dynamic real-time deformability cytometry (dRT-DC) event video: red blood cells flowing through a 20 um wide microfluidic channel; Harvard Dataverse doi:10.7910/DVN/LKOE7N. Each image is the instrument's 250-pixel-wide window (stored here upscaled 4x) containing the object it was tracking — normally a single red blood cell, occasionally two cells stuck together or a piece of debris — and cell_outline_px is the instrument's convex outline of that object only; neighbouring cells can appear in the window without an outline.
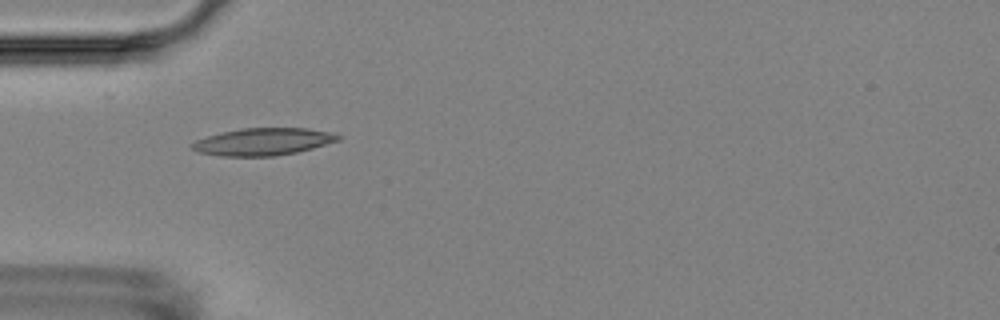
{"species": "Egyptian fruit bat (a non-hibernating species)", "species_latin": "Rousettus aegyptiacus", "temperature_condition": "room temperature", "stored_images_in_passage": 4, "camera_frame_rate_fps": 3000, "um_per_image_px": 0.085, "animal": {"sex": "female"}, "frame": {"image": 1, "passage_image": 1, "time_ms": 0.0, "image_size_px": [1000, 320], "cell_outline_px": [[344, 136], [340, 140], [312, 148], [296, 152], [272, 156], [220, 156], [196, 152], [188, 144], [196, 140], [220, 132], [240, 128], [308, 128], [332, 132]], "centroid_in_image_um": [22.35, 12.04], "position_along_channel_um": 62.6, "area_um2": 23.41}}
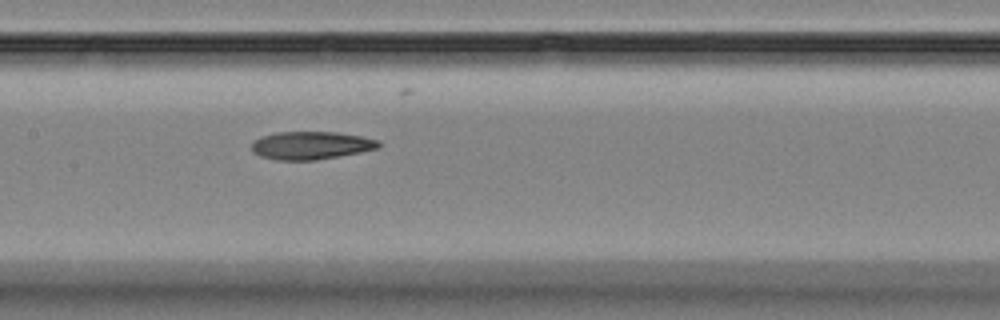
{"frame": {"image": 2, "passage_image": 4, "time_ms": 3.333, "image_size_px": [1000, 320], "cell_outline_px": [[380, 148], [360, 152], [316, 160], [276, 160], [260, 156], [252, 152], [252, 144], [260, 136], [276, 132], [336, 132], [360, 136], [376, 140], [380, 144]], "centroid_in_image_um": [26.4, 12.36], "position_along_channel_um": 181.0, "area_um2": 20.58}}